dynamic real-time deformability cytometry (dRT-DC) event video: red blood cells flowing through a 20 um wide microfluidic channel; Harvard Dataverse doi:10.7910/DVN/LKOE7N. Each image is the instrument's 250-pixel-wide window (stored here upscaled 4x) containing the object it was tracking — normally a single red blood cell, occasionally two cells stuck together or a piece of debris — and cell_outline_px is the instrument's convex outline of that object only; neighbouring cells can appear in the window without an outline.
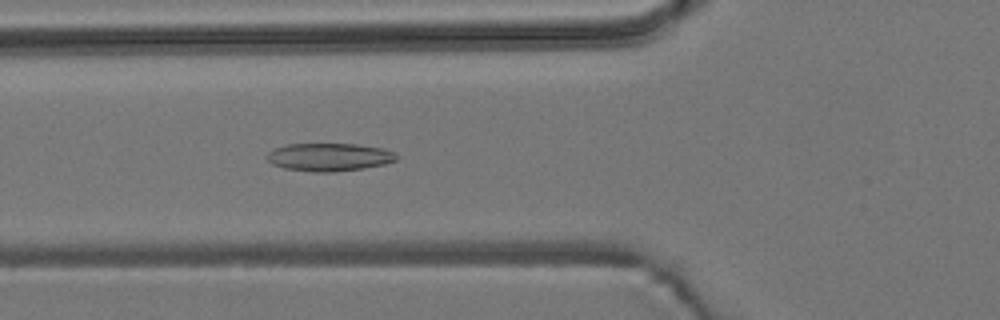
{"species": "common noctule bat (a hibernating species)", "species_latin": "Nyctalus noctula", "temperature_condition": "room temperature", "stored_images_in_passage": 38, "camera_frame_rate_fps": 3000, "um_per_image_px": 0.085, "animal": {"sex": "male", "body_mass_g": 19.2, "forearm_length_mm": 51.8}, "frame": {"image": 1, "passage_image": 7, "time_ms": 2.0, "image_size_px": [1000, 320], "cell_outline_px": [[400, 156], [396, 160], [384, 164], [364, 168], [332, 172], [312, 172], [284, 168], [272, 164], [264, 156], [272, 148], [288, 144], [356, 144], [384, 148], [396, 152]], "centroid_in_image_um": [27.98, 13.35], "position_along_channel_um": 97.8, "area_um2": 21.39}}
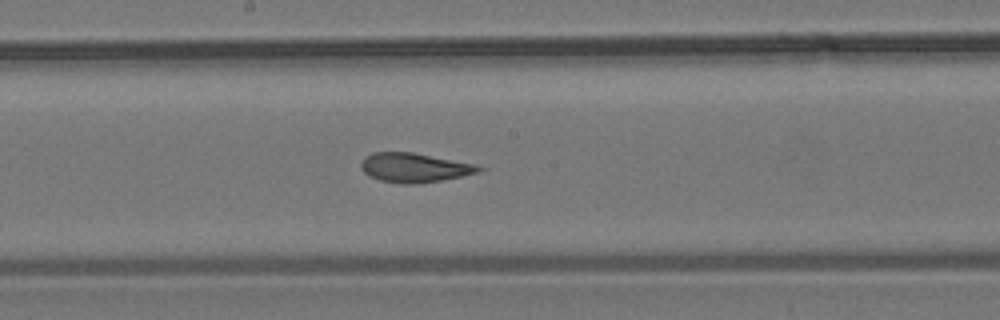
{"frame": {"image": 2, "passage_image": 16, "time_ms": 5.0, "image_size_px": [1000, 320], "cell_outline_px": [[488, 168], [480, 172], [440, 180], [416, 184], [400, 184], [380, 180], [368, 176], [360, 168], [360, 164], [364, 156], [372, 152], [412, 152], [476, 164]], "centroid_in_image_um": [35.21, 14.24], "position_along_channel_um": 213.0, "area_um2": 20.29}}
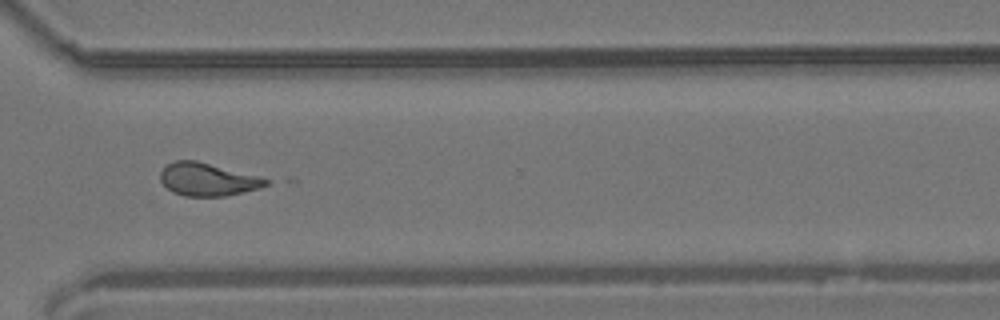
{"frame": {"image": 3, "passage_image": 27, "time_ms": 8.667, "image_size_px": [1000, 320], "cell_outline_px": [[272, 180], [268, 184], [260, 188], [244, 192], [224, 196], [184, 196], [172, 192], [160, 180], [160, 172], [168, 164], [176, 160], [196, 160], [260, 176]], "centroid_in_image_um": [17.68, 15.25], "position_along_channel_um": 352.9, "area_um2": 20.29}, "authors_computed_cell_mechanics": {"area_um2": 20.2878, "velocity_mm_per_s": 3.8198, "shape_relaxation_time_tau1_ms": null, "shape_relaxation_time_tau2_ms": 1.8084, "deformation_change_tau1": null, "deformation_change_tau2": 0.1087}}